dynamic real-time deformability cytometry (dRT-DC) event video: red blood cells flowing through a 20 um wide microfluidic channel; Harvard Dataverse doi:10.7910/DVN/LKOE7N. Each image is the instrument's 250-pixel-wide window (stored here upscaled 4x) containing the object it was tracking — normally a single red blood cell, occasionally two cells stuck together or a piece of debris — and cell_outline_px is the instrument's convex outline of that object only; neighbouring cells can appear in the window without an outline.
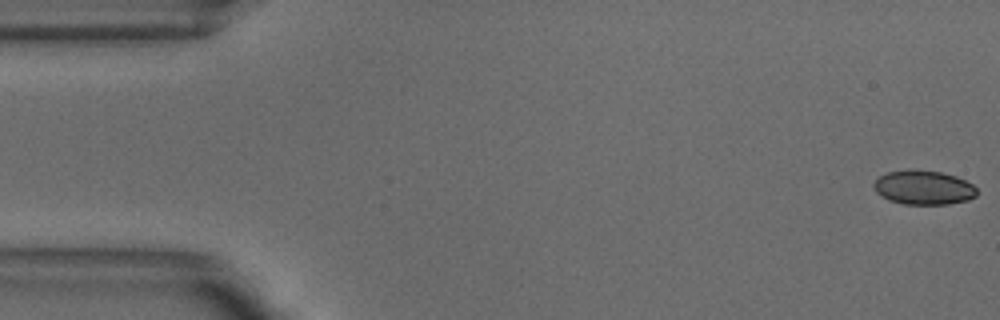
{"species": "common noctule bat (a hibernating species)", "species_latin": "Nyctalus noctula", "temperature_condition": "warm", "stored_images_in_passage": 12, "camera_frame_rate_fps": 3000, "um_per_image_px": 0.085, "animal": {"sex": "male", "body_mass_g": 18.8}, "frame": {"image": 1, "passage_image": 1, "time_ms": 0.0, "image_size_px": [1000, 320], "cell_outline_px": [[976, 196], [968, 200], [948, 204], [904, 204], [888, 200], [876, 192], [872, 184], [880, 176], [888, 172], [908, 168], [940, 172], [956, 176], [972, 184], [976, 188]], "centroid_in_image_um": [78.48, 15.93], "position_along_channel_um": 6.5, "area_um2": 20.63}}